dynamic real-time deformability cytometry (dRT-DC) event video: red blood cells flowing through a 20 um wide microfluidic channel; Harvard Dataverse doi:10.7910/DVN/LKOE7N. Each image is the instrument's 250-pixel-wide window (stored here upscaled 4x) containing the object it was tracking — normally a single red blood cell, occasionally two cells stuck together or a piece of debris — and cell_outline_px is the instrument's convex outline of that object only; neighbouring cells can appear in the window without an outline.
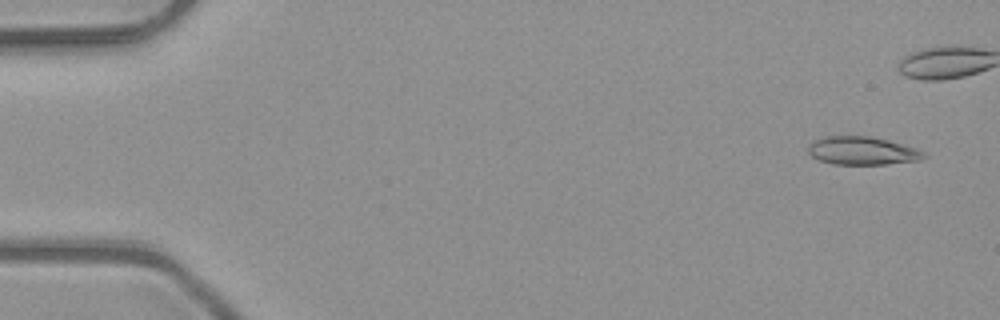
{"species": "common noctule bat (a hibernating species)", "species_latin": "Nyctalus noctula", "temperature_condition": "room temperature", "stored_images_in_passage": 6, "camera_frame_rate_fps": 3000, "um_per_image_px": 0.085, "animal": {"sex": "male", "body_mass_g": 23.1, "forearm_length_mm": 52.7}, "frame": {"image": 1, "passage_image": 1, "time_ms": 0.0, "image_size_px": [1000, 320], "cell_outline_px": [[928, 156], [920, 160], [888, 164], [832, 164], [820, 160], [812, 156], [808, 152], [808, 148], [812, 140], [824, 136], [872, 136], [888, 140], [916, 148], [924, 152]], "centroid_in_image_um": [73.3, 12.81], "position_along_channel_um": 11.7, "area_um2": 19.07}}
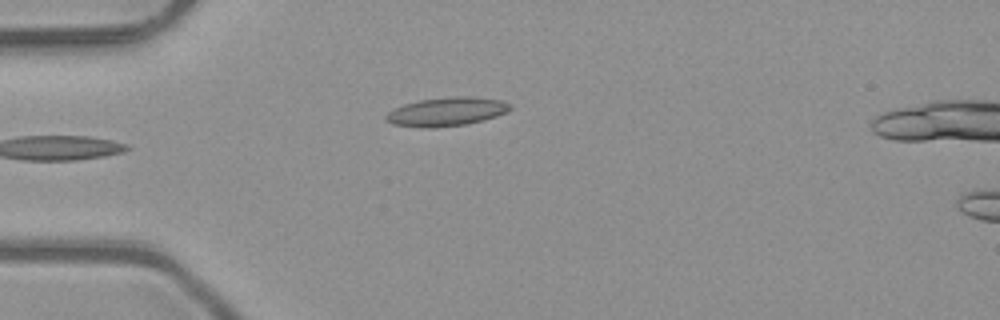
{"frame": {"image": 2, "passage_image": 5, "time_ms": 1.333, "image_size_px": [1000, 320], "cell_outline_px": [[512, 108], [508, 112], [484, 120], [464, 124], [436, 128], [424, 128], [392, 124], [384, 116], [388, 112], [404, 104], [420, 100], [452, 96], [476, 96], [500, 100], [512, 104]], "centroid_in_image_um": [38.0, 9.49], "position_along_channel_um": 47.0, "area_um2": 20.87}}